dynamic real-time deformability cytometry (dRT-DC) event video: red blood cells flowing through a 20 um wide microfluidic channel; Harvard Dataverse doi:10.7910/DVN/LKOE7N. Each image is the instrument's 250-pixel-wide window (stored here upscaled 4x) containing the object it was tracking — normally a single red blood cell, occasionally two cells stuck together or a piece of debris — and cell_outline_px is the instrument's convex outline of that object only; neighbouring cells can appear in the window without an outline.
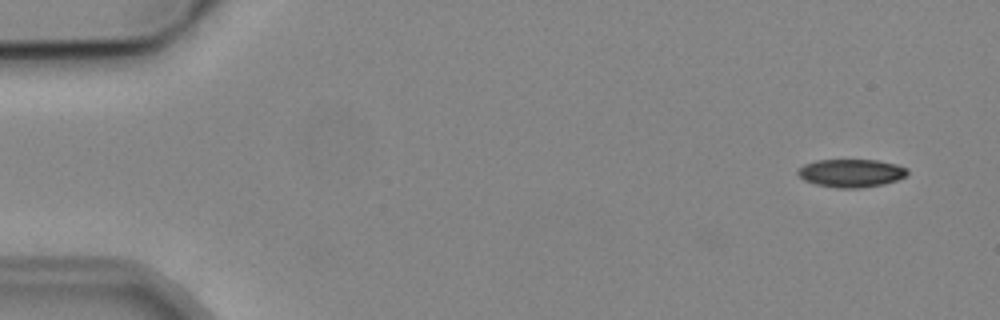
{"species": "common noctule bat (a hibernating species)", "species_latin": "Nyctalus noctula", "temperature_condition": "cold", "stored_images_in_passage": 4, "camera_frame_rate_fps": 3000, "um_per_image_px": 0.085, "animal": {"sex": "male", "body_mass_g": 19.2, "forearm_length_mm": 51.8}, "frame": {"image": 1, "passage_image": 1, "time_ms": 0.0, "image_size_px": [1000, 320], "cell_outline_px": [[908, 176], [884, 184], [856, 188], [836, 188], [816, 184], [804, 180], [796, 172], [804, 164], [816, 160], [876, 160], [896, 164], [908, 168]], "centroid_in_image_um": [72.37, 14.71], "position_along_channel_um": 12.6, "area_um2": 17.92}}